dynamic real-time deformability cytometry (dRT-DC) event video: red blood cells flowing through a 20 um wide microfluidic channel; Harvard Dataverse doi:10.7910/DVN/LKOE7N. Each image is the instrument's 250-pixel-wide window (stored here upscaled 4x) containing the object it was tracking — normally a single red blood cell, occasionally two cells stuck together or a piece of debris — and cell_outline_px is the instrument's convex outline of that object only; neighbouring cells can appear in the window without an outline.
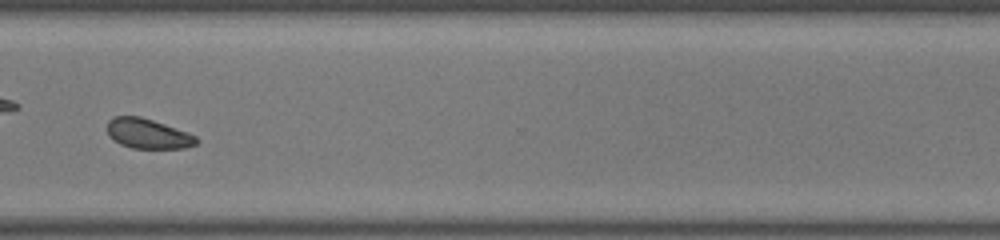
{"species": "common noctule bat (a hibernating species)", "species_latin": "Nyctalus noctula", "temperature_condition": "room temperature", "stored_images_in_passage": 43, "camera_frame_rate_fps": 3000, "um_per_image_px": 0.085, "animal": {"sex": "female", "body_mass_g": 22.0, "forearm_length_mm": 56.7}, "frame": {"image": 1, "passage_image": 31, "time_ms": 10.0, "image_size_px": [1000, 240], "cell_outline_px": [[200, 140], [196, 144], [184, 148], [132, 148], [120, 144], [112, 140], [108, 136], [108, 120], [112, 116], [140, 116], [188, 132], [196, 136]], "centroid_in_image_um": [12.56, 11.36], "position_along_channel_um": 358.0, "area_um2": 15.61}}